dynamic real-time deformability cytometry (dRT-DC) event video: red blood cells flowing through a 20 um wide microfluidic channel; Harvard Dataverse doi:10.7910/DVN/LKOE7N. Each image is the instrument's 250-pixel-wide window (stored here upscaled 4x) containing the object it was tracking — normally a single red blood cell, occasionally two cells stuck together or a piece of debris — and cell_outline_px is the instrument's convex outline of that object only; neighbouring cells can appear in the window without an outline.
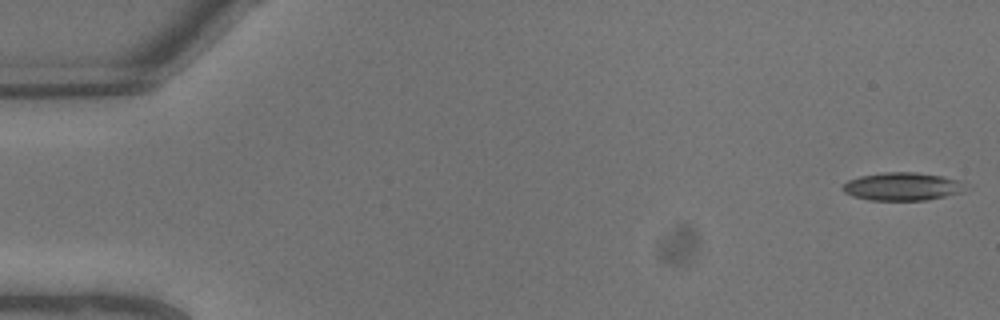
{"species": "common noctule bat (a hibernating species)", "species_latin": "Nyctalus noctula", "temperature_condition": "warm", "stored_images_in_passage": 5, "camera_frame_rate_fps": 3000, "um_per_image_px": 0.085, "animal": {"sex": "male", "body_mass_g": 13.3}, "frame": {"image": 1, "passage_image": 1, "time_ms": 0.0, "image_size_px": [1000, 320], "cell_outline_px": [[972, 188], [964, 192], [924, 200], [868, 200], [852, 196], [844, 192], [840, 188], [848, 180], [860, 176], [884, 172], [916, 172], [940, 176], [960, 180]], "centroid_in_image_um": [76.74, 15.85], "position_along_channel_um": 8.3, "area_um2": 20.29}}